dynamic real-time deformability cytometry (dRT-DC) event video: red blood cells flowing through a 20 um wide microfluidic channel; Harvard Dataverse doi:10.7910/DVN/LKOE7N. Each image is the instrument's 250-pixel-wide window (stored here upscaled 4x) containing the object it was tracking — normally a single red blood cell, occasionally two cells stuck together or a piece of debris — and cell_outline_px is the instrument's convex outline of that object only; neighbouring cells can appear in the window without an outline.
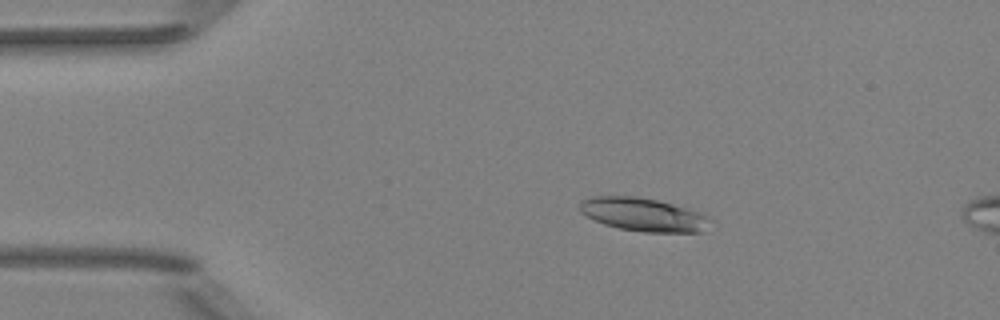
{"species": "Egyptian fruit bat (a non-hibernating species)", "species_latin": "Rousettus aegyptiacus", "temperature_condition": "room temperature", "stored_images_in_passage": 5, "camera_frame_rate_fps": 3000, "um_per_image_px": 0.085, "animal": {"sex": "female"}, "frame": {"image": 1, "passage_image": 3, "time_ms": 2.333, "image_size_px": [1000, 320], "cell_outline_px": [[712, 220], [700, 232], [644, 232], [620, 228], [604, 224], [580, 212], [580, 204], [588, 196], [636, 196], [656, 200], [688, 208], [700, 212], [708, 216]], "centroid_in_image_um": [54.69, 18.23], "position_along_channel_um": 30.3, "area_um2": 25.09}}